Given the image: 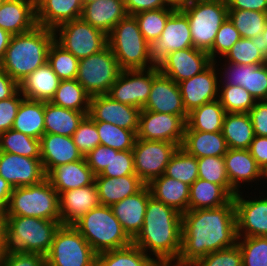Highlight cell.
Instances as JSON below:
<instances>
[{"label":"cell","mask_w":267,"mask_h":266,"mask_svg":"<svg viewBox=\"0 0 267 266\" xmlns=\"http://www.w3.org/2000/svg\"><path fill=\"white\" fill-rule=\"evenodd\" d=\"M249 115L252 120L254 135L267 137V100L256 101L250 109Z\"/></svg>","instance_id":"59"},{"label":"cell","mask_w":267,"mask_h":266,"mask_svg":"<svg viewBox=\"0 0 267 266\" xmlns=\"http://www.w3.org/2000/svg\"><path fill=\"white\" fill-rule=\"evenodd\" d=\"M47 62L61 81L76 79L79 59L71 52L64 50L55 41L49 47Z\"/></svg>","instance_id":"50"},{"label":"cell","mask_w":267,"mask_h":266,"mask_svg":"<svg viewBox=\"0 0 267 266\" xmlns=\"http://www.w3.org/2000/svg\"><path fill=\"white\" fill-rule=\"evenodd\" d=\"M0 177L15 188L41 183L46 174L40 158L0 152Z\"/></svg>","instance_id":"21"},{"label":"cell","mask_w":267,"mask_h":266,"mask_svg":"<svg viewBox=\"0 0 267 266\" xmlns=\"http://www.w3.org/2000/svg\"><path fill=\"white\" fill-rule=\"evenodd\" d=\"M231 199L220 185L198 178L189 189L188 210L218 208Z\"/></svg>","instance_id":"38"},{"label":"cell","mask_w":267,"mask_h":266,"mask_svg":"<svg viewBox=\"0 0 267 266\" xmlns=\"http://www.w3.org/2000/svg\"><path fill=\"white\" fill-rule=\"evenodd\" d=\"M82 154L78 151L72 137L58 134H44L40 138V159L47 175L53 168L81 160Z\"/></svg>","instance_id":"25"},{"label":"cell","mask_w":267,"mask_h":266,"mask_svg":"<svg viewBox=\"0 0 267 266\" xmlns=\"http://www.w3.org/2000/svg\"><path fill=\"white\" fill-rule=\"evenodd\" d=\"M12 35L0 28V62L5 56L6 49L9 46Z\"/></svg>","instance_id":"65"},{"label":"cell","mask_w":267,"mask_h":266,"mask_svg":"<svg viewBox=\"0 0 267 266\" xmlns=\"http://www.w3.org/2000/svg\"><path fill=\"white\" fill-rule=\"evenodd\" d=\"M198 1H202V0H170V3L174 8H182L185 5L198 2Z\"/></svg>","instance_id":"66"},{"label":"cell","mask_w":267,"mask_h":266,"mask_svg":"<svg viewBox=\"0 0 267 266\" xmlns=\"http://www.w3.org/2000/svg\"><path fill=\"white\" fill-rule=\"evenodd\" d=\"M54 31V41L77 59L88 57L108 45V35L81 18L65 22Z\"/></svg>","instance_id":"11"},{"label":"cell","mask_w":267,"mask_h":266,"mask_svg":"<svg viewBox=\"0 0 267 266\" xmlns=\"http://www.w3.org/2000/svg\"><path fill=\"white\" fill-rule=\"evenodd\" d=\"M101 205L111 206L139 192L146 184L136 175L121 177L95 176Z\"/></svg>","instance_id":"31"},{"label":"cell","mask_w":267,"mask_h":266,"mask_svg":"<svg viewBox=\"0 0 267 266\" xmlns=\"http://www.w3.org/2000/svg\"><path fill=\"white\" fill-rule=\"evenodd\" d=\"M224 64L220 67V70L218 68V71L224 70L223 72H218L219 74L221 73L219 85L241 86L256 101L267 100V63L244 65L225 62ZM223 66L224 68H222Z\"/></svg>","instance_id":"17"},{"label":"cell","mask_w":267,"mask_h":266,"mask_svg":"<svg viewBox=\"0 0 267 266\" xmlns=\"http://www.w3.org/2000/svg\"><path fill=\"white\" fill-rule=\"evenodd\" d=\"M242 266H267V237H238Z\"/></svg>","instance_id":"51"},{"label":"cell","mask_w":267,"mask_h":266,"mask_svg":"<svg viewBox=\"0 0 267 266\" xmlns=\"http://www.w3.org/2000/svg\"><path fill=\"white\" fill-rule=\"evenodd\" d=\"M211 63L208 52L190 47L168 53L156 65L161 74L178 84L201 73Z\"/></svg>","instance_id":"16"},{"label":"cell","mask_w":267,"mask_h":266,"mask_svg":"<svg viewBox=\"0 0 267 266\" xmlns=\"http://www.w3.org/2000/svg\"><path fill=\"white\" fill-rule=\"evenodd\" d=\"M249 152L261 169L267 165V137L254 136Z\"/></svg>","instance_id":"61"},{"label":"cell","mask_w":267,"mask_h":266,"mask_svg":"<svg viewBox=\"0 0 267 266\" xmlns=\"http://www.w3.org/2000/svg\"><path fill=\"white\" fill-rule=\"evenodd\" d=\"M2 215L61 220L59 195L47 178L35 185L15 187Z\"/></svg>","instance_id":"7"},{"label":"cell","mask_w":267,"mask_h":266,"mask_svg":"<svg viewBox=\"0 0 267 266\" xmlns=\"http://www.w3.org/2000/svg\"><path fill=\"white\" fill-rule=\"evenodd\" d=\"M175 9L176 8H163L143 11L133 15L138 22L139 30L150 45L159 39L167 19Z\"/></svg>","instance_id":"47"},{"label":"cell","mask_w":267,"mask_h":266,"mask_svg":"<svg viewBox=\"0 0 267 266\" xmlns=\"http://www.w3.org/2000/svg\"><path fill=\"white\" fill-rule=\"evenodd\" d=\"M188 17L193 47L209 52L217 31L228 18L226 0H202L180 8Z\"/></svg>","instance_id":"8"},{"label":"cell","mask_w":267,"mask_h":266,"mask_svg":"<svg viewBox=\"0 0 267 266\" xmlns=\"http://www.w3.org/2000/svg\"><path fill=\"white\" fill-rule=\"evenodd\" d=\"M226 111L219 99L203 104L188 113L185 129L221 132Z\"/></svg>","instance_id":"39"},{"label":"cell","mask_w":267,"mask_h":266,"mask_svg":"<svg viewBox=\"0 0 267 266\" xmlns=\"http://www.w3.org/2000/svg\"><path fill=\"white\" fill-rule=\"evenodd\" d=\"M159 73L157 65L148 69L122 70L107 95L114 101L143 109L153 79Z\"/></svg>","instance_id":"13"},{"label":"cell","mask_w":267,"mask_h":266,"mask_svg":"<svg viewBox=\"0 0 267 266\" xmlns=\"http://www.w3.org/2000/svg\"><path fill=\"white\" fill-rule=\"evenodd\" d=\"M185 127L186 121L181 116L141 109L137 139L165 141L181 147Z\"/></svg>","instance_id":"14"},{"label":"cell","mask_w":267,"mask_h":266,"mask_svg":"<svg viewBox=\"0 0 267 266\" xmlns=\"http://www.w3.org/2000/svg\"><path fill=\"white\" fill-rule=\"evenodd\" d=\"M158 263L133 243L97 254L96 266H157Z\"/></svg>","instance_id":"40"},{"label":"cell","mask_w":267,"mask_h":266,"mask_svg":"<svg viewBox=\"0 0 267 266\" xmlns=\"http://www.w3.org/2000/svg\"><path fill=\"white\" fill-rule=\"evenodd\" d=\"M225 58V59H224ZM224 62L244 65H262L267 63L263 54L261 34L254 38H241L223 57ZM227 59V60H226Z\"/></svg>","instance_id":"42"},{"label":"cell","mask_w":267,"mask_h":266,"mask_svg":"<svg viewBox=\"0 0 267 266\" xmlns=\"http://www.w3.org/2000/svg\"><path fill=\"white\" fill-rule=\"evenodd\" d=\"M132 243L158 264L172 266L181 252L182 214L151 196L143 226Z\"/></svg>","instance_id":"2"},{"label":"cell","mask_w":267,"mask_h":266,"mask_svg":"<svg viewBox=\"0 0 267 266\" xmlns=\"http://www.w3.org/2000/svg\"><path fill=\"white\" fill-rule=\"evenodd\" d=\"M164 174L191 186L198 179L197 158L178 147L171 156Z\"/></svg>","instance_id":"44"},{"label":"cell","mask_w":267,"mask_h":266,"mask_svg":"<svg viewBox=\"0 0 267 266\" xmlns=\"http://www.w3.org/2000/svg\"><path fill=\"white\" fill-rule=\"evenodd\" d=\"M50 102L66 109L89 112L90 95L76 79L62 80Z\"/></svg>","instance_id":"41"},{"label":"cell","mask_w":267,"mask_h":266,"mask_svg":"<svg viewBox=\"0 0 267 266\" xmlns=\"http://www.w3.org/2000/svg\"><path fill=\"white\" fill-rule=\"evenodd\" d=\"M100 138V145L118 151L132 150L137 134L132 130L118 127L107 122H95Z\"/></svg>","instance_id":"48"},{"label":"cell","mask_w":267,"mask_h":266,"mask_svg":"<svg viewBox=\"0 0 267 266\" xmlns=\"http://www.w3.org/2000/svg\"><path fill=\"white\" fill-rule=\"evenodd\" d=\"M241 38L238 30L234 27L230 19L227 18L217 31L212 48L208 52L211 61H217V57L220 58L219 60H222L221 58L224 57L232 46Z\"/></svg>","instance_id":"52"},{"label":"cell","mask_w":267,"mask_h":266,"mask_svg":"<svg viewBox=\"0 0 267 266\" xmlns=\"http://www.w3.org/2000/svg\"><path fill=\"white\" fill-rule=\"evenodd\" d=\"M198 178L220 185L232 198L238 193L229 182L223 156L197 158Z\"/></svg>","instance_id":"45"},{"label":"cell","mask_w":267,"mask_h":266,"mask_svg":"<svg viewBox=\"0 0 267 266\" xmlns=\"http://www.w3.org/2000/svg\"><path fill=\"white\" fill-rule=\"evenodd\" d=\"M177 149L175 143L136 138L132 149L135 174L148 185L165 173L166 166Z\"/></svg>","instance_id":"12"},{"label":"cell","mask_w":267,"mask_h":266,"mask_svg":"<svg viewBox=\"0 0 267 266\" xmlns=\"http://www.w3.org/2000/svg\"><path fill=\"white\" fill-rule=\"evenodd\" d=\"M181 148L196 158L224 156L229 149L222 131L211 133L192 129H185Z\"/></svg>","instance_id":"34"},{"label":"cell","mask_w":267,"mask_h":266,"mask_svg":"<svg viewBox=\"0 0 267 266\" xmlns=\"http://www.w3.org/2000/svg\"><path fill=\"white\" fill-rule=\"evenodd\" d=\"M126 16L123 0H99L84 5L80 18L109 35L113 27Z\"/></svg>","instance_id":"30"},{"label":"cell","mask_w":267,"mask_h":266,"mask_svg":"<svg viewBox=\"0 0 267 266\" xmlns=\"http://www.w3.org/2000/svg\"><path fill=\"white\" fill-rule=\"evenodd\" d=\"M242 193L240 191L233 197L237 236L267 237V192L266 197L263 194L258 199L256 196L253 198L251 196L244 197ZM246 197H249L248 200Z\"/></svg>","instance_id":"15"},{"label":"cell","mask_w":267,"mask_h":266,"mask_svg":"<svg viewBox=\"0 0 267 266\" xmlns=\"http://www.w3.org/2000/svg\"><path fill=\"white\" fill-rule=\"evenodd\" d=\"M108 45L122 70L148 69L156 66L151 46L139 30L134 16L120 20L108 35Z\"/></svg>","instance_id":"5"},{"label":"cell","mask_w":267,"mask_h":266,"mask_svg":"<svg viewBox=\"0 0 267 266\" xmlns=\"http://www.w3.org/2000/svg\"><path fill=\"white\" fill-rule=\"evenodd\" d=\"M124 3L127 15L131 16L143 11L174 8L170 0H125Z\"/></svg>","instance_id":"60"},{"label":"cell","mask_w":267,"mask_h":266,"mask_svg":"<svg viewBox=\"0 0 267 266\" xmlns=\"http://www.w3.org/2000/svg\"><path fill=\"white\" fill-rule=\"evenodd\" d=\"M230 185L240 192L245 184L265 179L262 169L248 149H231L223 156ZM242 184V185H241Z\"/></svg>","instance_id":"26"},{"label":"cell","mask_w":267,"mask_h":266,"mask_svg":"<svg viewBox=\"0 0 267 266\" xmlns=\"http://www.w3.org/2000/svg\"><path fill=\"white\" fill-rule=\"evenodd\" d=\"M36 23L48 29L79 19L82 14L81 0H37L35 2Z\"/></svg>","instance_id":"27"},{"label":"cell","mask_w":267,"mask_h":266,"mask_svg":"<svg viewBox=\"0 0 267 266\" xmlns=\"http://www.w3.org/2000/svg\"><path fill=\"white\" fill-rule=\"evenodd\" d=\"M19 90V84L0 69V101L12 97Z\"/></svg>","instance_id":"63"},{"label":"cell","mask_w":267,"mask_h":266,"mask_svg":"<svg viewBox=\"0 0 267 266\" xmlns=\"http://www.w3.org/2000/svg\"><path fill=\"white\" fill-rule=\"evenodd\" d=\"M234 199L218 208L188 210L182 214V245L172 266H192L209 253L237 244Z\"/></svg>","instance_id":"1"},{"label":"cell","mask_w":267,"mask_h":266,"mask_svg":"<svg viewBox=\"0 0 267 266\" xmlns=\"http://www.w3.org/2000/svg\"><path fill=\"white\" fill-rule=\"evenodd\" d=\"M135 174L133 151H118L111 148V160L107 167L96 176L121 177Z\"/></svg>","instance_id":"54"},{"label":"cell","mask_w":267,"mask_h":266,"mask_svg":"<svg viewBox=\"0 0 267 266\" xmlns=\"http://www.w3.org/2000/svg\"><path fill=\"white\" fill-rule=\"evenodd\" d=\"M143 110L178 115L185 121L188 117L179 85L161 73L153 79L149 98Z\"/></svg>","instance_id":"22"},{"label":"cell","mask_w":267,"mask_h":266,"mask_svg":"<svg viewBox=\"0 0 267 266\" xmlns=\"http://www.w3.org/2000/svg\"><path fill=\"white\" fill-rule=\"evenodd\" d=\"M151 195L183 214L188 211L190 186L165 174L149 184Z\"/></svg>","instance_id":"33"},{"label":"cell","mask_w":267,"mask_h":266,"mask_svg":"<svg viewBox=\"0 0 267 266\" xmlns=\"http://www.w3.org/2000/svg\"><path fill=\"white\" fill-rule=\"evenodd\" d=\"M151 196L150 188L145 185L136 194L110 206L113 214L132 240L143 226L147 203Z\"/></svg>","instance_id":"23"},{"label":"cell","mask_w":267,"mask_h":266,"mask_svg":"<svg viewBox=\"0 0 267 266\" xmlns=\"http://www.w3.org/2000/svg\"><path fill=\"white\" fill-rule=\"evenodd\" d=\"M122 69L109 45L79 59L76 80L91 96L108 94Z\"/></svg>","instance_id":"10"},{"label":"cell","mask_w":267,"mask_h":266,"mask_svg":"<svg viewBox=\"0 0 267 266\" xmlns=\"http://www.w3.org/2000/svg\"><path fill=\"white\" fill-rule=\"evenodd\" d=\"M261 43L263 47V54L267 57V21L261 34Z\"/></svg>","instance_id":"67"},{"label":"cell","mask_w":267,"mask_h":266,"mask_svg":"<svg viewBox=\"0 0 267 266\" xmlns=\"http://www.w3.org/2000/svg\"><path fill=\"white\" fill-rule=\"evenodd\" d=\"M222 133L228 148L249 149L255 136L249 113H226Z\"/></svg>","instance_id":"37"},{"label":"cell","mask_w":267,"mask_h":266,"mask_svg":"<svg viewBox=\"0 0 267 266\" xmlns=\"http://www.w3.org/2000/svg\"><path fill=\"white\" fill-rule=\"evenodd\" d=\"M192 266H242V253L238 244H235L209 253Z\"/></svg>","instance_id":"55"},{"label":"cell","mask_w":267,"mask_h":266,"mask_svg":"<svg viewBox=\"0 0 267 266\" xmlns=\"http://www.w3.org/2000/svg\"><path fill=\"white\" fill-rule=\"evenodd\" d=\"M0 266H46V258L39 253L11 252L0 249Z\"/></svg>","instance_id":"56"},{"label":"cell","mask_w":267,"mask_h":266,"mask_svg":"<svg viewBox=\"0 0 267 266\" xmlns=\"http://www.w3.org/2000/svg\"><path fill=\"white\" fill-rule=\"evenodd\" d=\"M219 100L226 113H249L256 100L241 86L219 85Z\"/></svg>","instance_id":"49"},{"label":"cell","mask_w":267,"mask_h":266,"mask_svg":"<svg viewBox=\"0 0 267 266\" xmlns=\"http://www.w3.org/2000/svg\"><path fill=\"white\" fill-rule=\"evenodd\" d=\"M60 81L50 64L46 62L19 83V90L26 99L50 102Z\"/></svg>","instance_id":"32"},{"label":"cell","mask_w":267,"mask_h":266,"mask_svg":"<svg viewBox=\"0 0 267 266\" xmlns=\"http://www.w3.org/2000/svg\"><path fill=\"white\" fill-rule=\"evenodd\" d=\"M61 220L1 215L0 249L46 256Z\"/></svg>","instance_id":"3"},{"label":"cell","mask_w":267,"mask_h":266,"mask_svg":"<svg viewBox=\"0 0 267 266\" xmlns=\"http://www.w3.org/2000/svg\"><path fill=\"white\" fill-rule=\"evenodd\" d=\"M150 46L155 64L170 52L193 47L188 17L180 8L172 12L161 36Z\"/></svg>","instance_id":"19"},{"label":"cell","mask_w":267,"mask_h":266,"mask_svg":"<svg viewBox=\"0 0 267 266\" xmlns=\"http://www.w3.org/2000/svg\"><path fill=\"white\" fill-rule=\"evenodd\" d=\"M89 112H79L45 102L44 134L72 137L79 123Z\"/></svg>","instance_id":"35"},{"label":"cell","mask_w":267,"mask_h":266,"mask_svg":"<svg viewBox=\"0 0 267 266\" xmlns=\"http://www.w3.org/2000/svg\"><path fill=\"white\" fill-rule=\"evenodd\" d=\"M24 96L18 90L12 97L0 101V134L12 129L18 108Z\"/></svg>","instance_id":"57"},{"label":"cell","mask_w":267,"mask_h":266,"mask_svg":"<svg viewBox=\"0 0 267 266\" xmlns=\"http://www.w3.org/2000/svg\"><path fill=\"white\" fill-rule=\"evenodd\" d=\"M13 189L11 184L0 177V215L6 210Z\"/></svg>","instance_id":"64"},{"label":"cell","mask_w":267,"mask_h":266,"mask_svg":"<svg viewBox=\"0 0 267 266\" xmlns=\"http://www.w3.org/2000/svg\"><path fill=\"white\" fill-rule=\"evenodd\" d=\"M45 102L24 98L18 108L12 129L40 140L44 135Z\"/></svg>","instance_id":"36"},{"label":"cell","mask_w":267,"mask_h":266,"mask_svg":"<svg viewBox=\"0 0 267 266\" xmlns=\"http://www.w3.org/2000/svg\"><path fill=\"white\" fill-rule=\"evenodd\" d=\"M216 63L218 62H212L201 73L178 83L187 113L219 99V71Z\"/></svg>","instance_id":"18"},{"label":"cell","mask_w":267,"mask_h":266,"mask_svg":"<svg viewBox=\"0 0 267 266\" xmlns=\"http://www.w3.org/2000/svg\"><path fill=\"white\" fill-rule=\"evenodd\" d=\"M0 1H2V2H6V1H12V0H0Z\"/></svg>","instance_id":"70"},{"label":"cell","mask_w":267,"mask_h":266,"mask_svg":"<svg viewBox=\"0 0 267 266\" xmlns=\"http://www.w3.org/2000/svg\"><path fill=\"white\" fill-rule=\"evenodd\" d=\"M59 203L61 225H73L87 212L101 205L95 183L62 192Z\"/></svg>","instance_id":"24"},{"label":"cell","mask_w":267,"mask_h":266,"mask_svg":"<svg viewBox=\"0 0 267 266\" xmlns=\"http://www.w3.org/2000/svg\"><path fill=\"white\" fill-rule=\"evenodd\" d=\"M140 108L114 101L107 94L90 97L88 115L95 122H107L137 134Z\"/></svg>","instance_id":"20"},{"label":"cell","mask_w":267,"mask_h":266,"mask_svg":"<svg viewBox=\"0 0 267 266\" xmlns=\"http://www.w3.org/2000/svg\"><path fill=\"white\" fill-rule=\"evenodd\" d=\"M53 41L54 31L38 25L26 33L12 35L0 69L19 84L48 61Z\"/></svg>","instance_id":"4"},{"label":"cell","mask_w":267,"mask_h":266,"mask_svg":"<svg viewBox=\"0 0 267 266\" xmlns=\"http://www.w3.org/2000/svg\"><path fill=\"white\" fill-rule=\"evenodd\" d=\"M95 176L83 157L78 161L58 165L46 175V178L60 195L64 191L94 184Z\"/></svg>","instance_id":"29"},{"label":"cell","mask_w":267,"mask_h":266,"mask_svg":"<svg viewBox=\"0 0 267 266\" xmlns=\"http://www.w3.org/2000/svg\"><path fill=\"white\" fill-rule=\"evenodd\" d=\"M73 226L97 253L119 249L132 244L110 206L100 205L87 212Z\"/></svg>","instance_id":"6"},{"label":"cell","mask_w":267,"mask_h":266,"mask_svg":"<svg viewBox=\"0 0 267 266\" xmlns=\"http://www.w3.org/2000/svg\"><path fill=\"white\" fill-rule=\"evenodd\" d=\"M265 180L267 179V165L262 169ZM267 181V180H266ZM267 183V182H266Z\"/></svg>","instance_id":"69"},{"label":"cell","mask_w":267,"mask_h":266,"mask_svg":"<svg viewBox=\"0 0 267 266\" xmlns=\"http://www.w3.org/2000/svg\"><path fill=\"white\" fill-rule=\"evenodd\" d=\"M0 152L40 158V140L10 129L0 134Z\"/></svg>","instance_id":"43"},{"label":"cell","mask_w":267,"mask_h":266,"mask_svg":"<svg viewBox=\"0 0 267 266\" xmlns=\"http://www.w3.org/2000/svg\"><path fill=\"white\" fill-rule=\"evenodd\" d=\"M46 266H96L97 253L73 225H61L45 256Z\"/></svg>","instance_id":"9"},{"label":"cell","mask_w":267,"mask_h":266,"mask_svg":"<svg viewBox=\"0 0 267 266\" xmlns=\"http://www.w3.org/2000/svg\"><path fill=\"white\" fill-rule=\"evenodd\" d=\"M84 157L93 173L99 175L110 163L111 147L98 145Z\"/></svg>","instance_id":"58"},{"label":"cell","mask_w":267,"mask_h":266,"mask_svg":"<svg viewBox=\"0 0 267 266\" xmlns=\"http://www.w3.org/2000/svg\"><path fill=\"white\" fill-rule=\"evenodd\" d=\"M36 23L34 0H12L0 5V28L17 35L31 31Z\"/></svg>","instance_id":"28"},{"label":"cell","mask_w":267,"mask_h":266,"mask_svg":"<svg viewBox=\"0 0 267 266\" xmlns=\"http://www.w3.org/2000/svg\"><path fill=\"white\" fill-rule=\"evenodd\" d=\"M74 144L82 156H86L95 147L100 145L99 134L96 129L95 121L86 115L79 123L77 130L72 136Z\"/></svg>","instance_id":"53"},{"label":"cell","mask_w":267,"mask_h":266,"mask_svg":"<svg viewBox=\"0 0 267 266\" xmlns=\"http://www.w3.org/2000/svg\"><path fill=\"white\" fill-rule=\"evenodd\" d=\"M228 18L242 38L251 39L262 34L267 21V12L228 10Z\"/></svg>","instance_id":"46"},{"label":"cell","mask_w":267,"mask_h":266,"mask_svg":"<svg viewBox=\"0 0 267 266\" xmlns=\"http://www.w3.org/2000/svg\"><path fill=\"white\" fill-rule=\"evenodd\" d=\"M81 1H82L83 6H84L86 4H89V3H92V2H96V1H99V0H81Z\"/></svg>","instance_id":"68"},{"label":"cell","mask_w":267,"mask_h":266,"mask_svg":"<svg viewBox=\"0 0 267 266\" xmlns=\"http://www.w3.org/2000/svg\"><path fill=\"white\" fill-rule=\"evenodd\" d=\"M228 10H255L267 12V0H226Z\"/></svg>","instance_id":"62"}]
</instances>
